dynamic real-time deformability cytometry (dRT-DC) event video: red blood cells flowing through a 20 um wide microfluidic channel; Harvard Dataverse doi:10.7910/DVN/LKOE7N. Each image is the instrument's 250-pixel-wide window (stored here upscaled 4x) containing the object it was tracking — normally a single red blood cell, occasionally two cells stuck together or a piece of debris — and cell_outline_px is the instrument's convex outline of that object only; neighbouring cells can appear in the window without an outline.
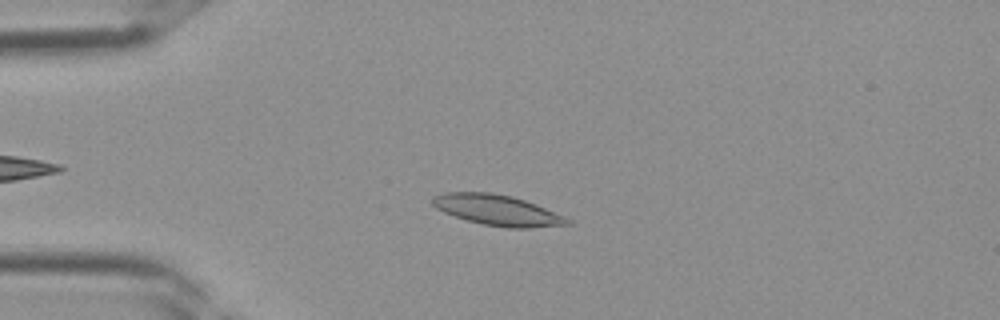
{"species": "Egyptian fruit bat (a non-hibernating species)", "species_latin": "Rousettus aegyptiacus", "temperature_condition": "room temperature", "stored_images_in_passage": 35, "camera_frame_rate_fps": 3000, "um_per_image_px": 0.085, "frame": {"image": 1, "passage_image": 8, "time_ms": 2.333, "image_size_px": [1000, 320], "cell_outline_px": [[572, 224], [528, 228], [504, 228], [484, 224], [468, 220], [444, 212], [436, 208], [432, 204], [432, 196], [444, 192], [492, 192], [512, 196], [536, 204], [564, 216], [572, 220]], "centroid_in_image_um": [42.28, 17.86], "position_along_channel_um": 42.7, "area_um2": 24.04}}
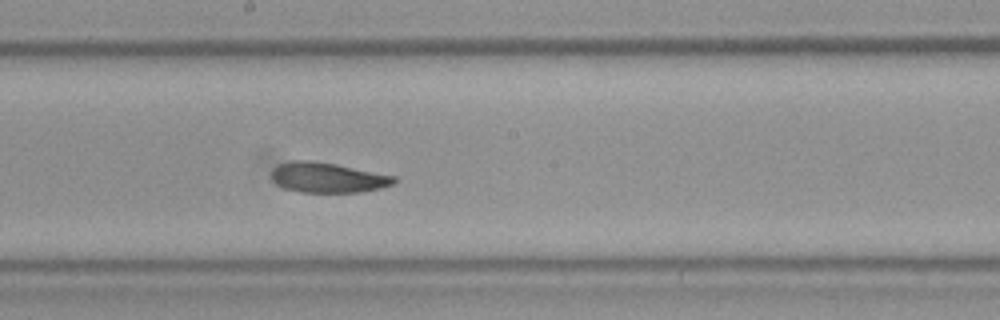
{"frame": {"image": 2, "passage_image": 19, "time_ms": 6.0, "image_size_px": [1000, 320], "cell_outline_px": [[396, 180], [392, 184], [380, 188], [360, 192], [300, 192], [284, 188], [276, 184], [272, 180], [272, 168], [280, 164], [292, 160], [308, 160], [336, 164], [396, 176]], "centroid_in_image_um": [27.83, 15.09], "position_along_channel_um": 220.4, "area_um2": 21.44}}
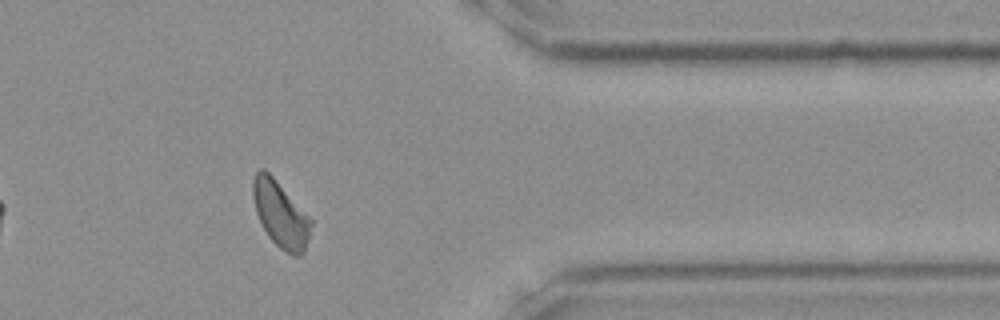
{"frame": {"image": 3, "passage_image": 29, "time_ms": 9.333, "image_size_px": [1000, 320], "cell_outline_px": [[312, 224], [304, 252], [300, 256], [292, 256], [280, 248], [268, 236], [256, 212], [252, 196], [252, 180], [256, 172], [260, 168], [264, 168], [272, 176], [312, 220]], "centroid_in_image_um": [23.82, 18.22], "position_along_channel_um": 387.6, "area_um2": 22.02}}